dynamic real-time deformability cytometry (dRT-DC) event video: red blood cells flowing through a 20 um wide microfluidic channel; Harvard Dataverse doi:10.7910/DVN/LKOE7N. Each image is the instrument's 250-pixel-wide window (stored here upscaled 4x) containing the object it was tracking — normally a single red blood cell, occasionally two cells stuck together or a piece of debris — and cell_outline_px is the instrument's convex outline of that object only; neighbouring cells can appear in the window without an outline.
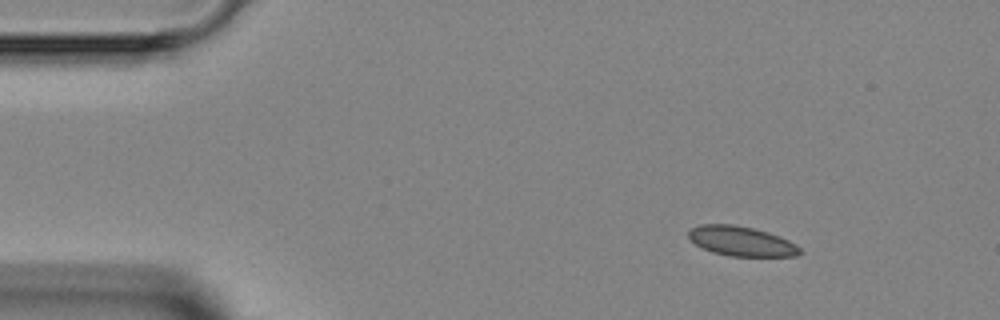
{"species": "Egyptian fruit bat (a non-hibernating species)", "species_latin": "Rousettus aegyptiacus", "temperature_condition": "room temperature", "stored_images_in_passage": 4, "segment_of_instrument_passage": [1, 2], "camera_frame_rate_fps": 3000, "um_per_image_px": 0.085, "animal": {"sex": "female"}, "frame": {"image": 1, "passage_image": 1, "time_ms": 0.0, "image_size_px": [1000, 320], "cell_outline_px": [[804, 252], [796, 256], [728, 256], [712, 252], [696, 244], [688, 236], [688, 232], [692, 228], [700, 224], [732, 224], [752, 228], [768, 232], [780, 236], [796, 244]], "centroid_in_image_um": [63.04, 20.5], "position_along_channel_um": 22.0, "area_um2": 19.25}}
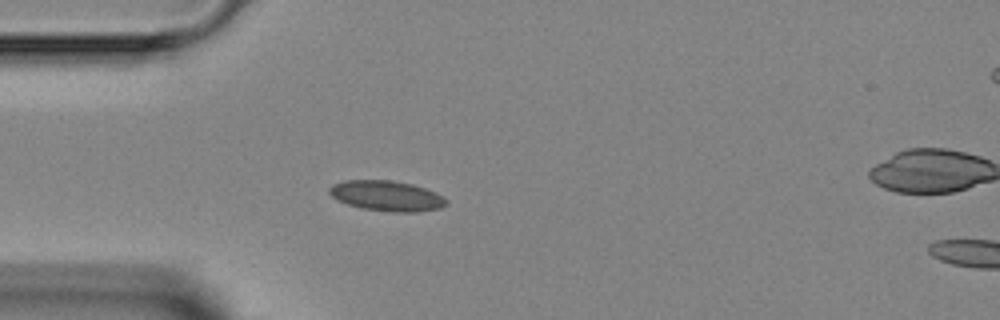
{"frame": {"image": 2, "passage_image": 3, "time_ms": 2.333, "image_size_px": [1000, 320], "cell_outline_px": [[448, 204], [440, 208], [416, 212], [392, 212], [360, 208], [336, 200], [328, 192], [328, 188], [332, 184], [344, 180], [392, 180], [412, 184], [436, 192], [444, 196], [448, 200]], "centroid_in_image_um": [32.87, 16.64], "position_along_channel_um": 52.1, "area_um2": 20.92}}